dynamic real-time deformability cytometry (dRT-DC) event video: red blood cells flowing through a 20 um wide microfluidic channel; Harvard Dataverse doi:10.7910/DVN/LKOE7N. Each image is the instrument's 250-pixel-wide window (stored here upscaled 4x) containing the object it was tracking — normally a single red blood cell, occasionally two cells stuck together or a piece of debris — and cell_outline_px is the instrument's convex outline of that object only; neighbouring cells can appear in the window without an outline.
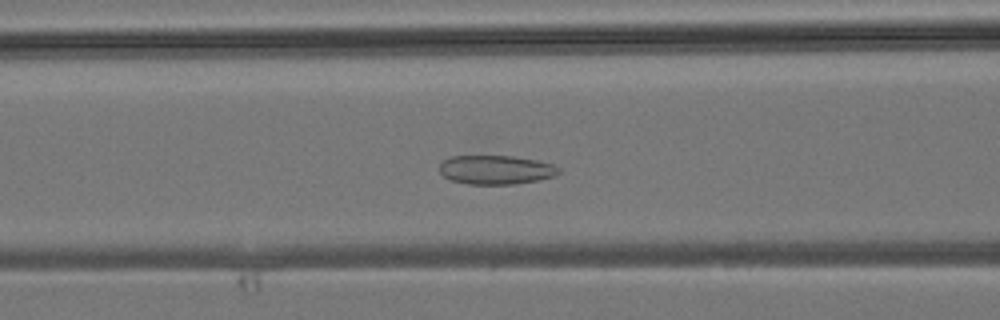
{"species": "common noctule bat (a hibernating species)", "species_latin": "Nyctalus noctula", "temperature_condition": "room temperature", "stored_images_in_passage": 35, "camera_frame_rate_fps": 3000, "um_per_image_px": 0.085, "animal": {"sex": "male", "body_mass_g": 19.2, "forearm_length_mm": 51.8}, "frame": {"image": 1, "passage_image": 10, "time_ms": 3.0, "image_size_px": [1000, 320], "cell_outline_px": [[560, 172], [556, 176], [540, 180], [512, 184], [468, 184], [452, 180], [444, 176], [440, 172], [440, 164], [444, 160], [452, 156], [512, 156], [536, 160], [556, 164], [560, 168]], "centroid_in_image_um": [42.21, 14.43], "position_along_channel_um": 124.4, "area_um2": 20.23}}
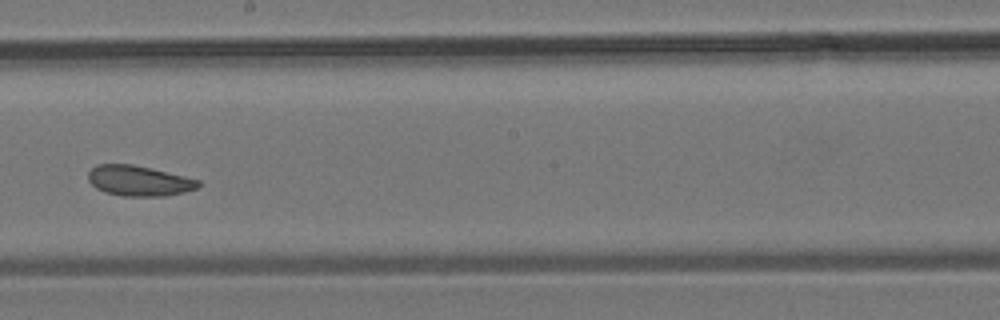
{"frame": {"image": 2, "passage_image": 17, "time_ms": 5.333, "image_size_px": [1000, 320], "cell_outline_px": [[200, 184], [196, 188], [184, 192], [164, 196], [120, 196], [104, 192], [96, 188], [88, 180], [88, 172], [96, 164], [132, 164], [152, 168], [200, 180]], "centroid_in_image_um": [11.78, 15.36], "position_along_channel_um": 236.4, "area_um2": 19.54}}
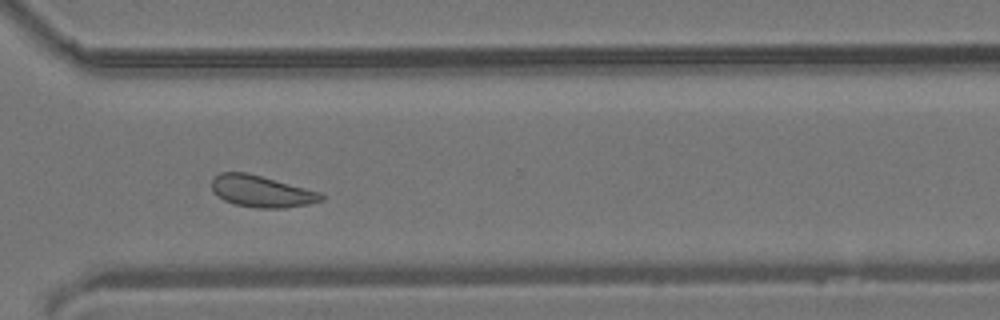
{"frame": {"image": 3, "passage_image": 24, "time_ms": 7.667, "image_size_px": [1000, 320], "cell_outline_px": [[324, 200], [308, 204], [284, 208], [256, 208], [236, 204], [224, 200], [212, 192], [212, 176], [220, 172], [248, 172], [320, 192], [324, 196]], "centroid_in_image_um": [22.2, 16.25], "position_along_channel_um": 348.4, "area_um2": 20.29}}